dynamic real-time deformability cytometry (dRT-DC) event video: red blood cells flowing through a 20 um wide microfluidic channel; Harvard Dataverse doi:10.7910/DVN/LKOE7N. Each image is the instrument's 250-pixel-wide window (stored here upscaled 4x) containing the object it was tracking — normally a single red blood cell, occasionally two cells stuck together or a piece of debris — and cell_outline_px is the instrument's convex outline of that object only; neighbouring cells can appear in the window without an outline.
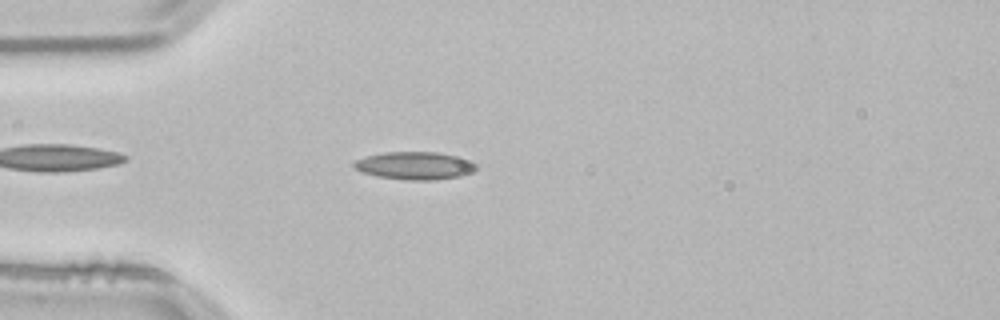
{"species": "common noctule bat (a hibernating species)", "species_latin": "Nyctalus noctula", "temperature_condition": "room temperature", "stored_images_in_passage": 45, "camera_frame_rate_fps": 3000, "um_per_image_px": 0.085, "animal": {"sex": "male", "body_mass_g": 21.5, "forearm_length_mm": 52.0}, "frame": {"image": 1, "passage_image": 6, "time_ms": 1.667, "image_size_px": [1000, 320], "cell_outline_px": [[476, 168], [472, 172], [460, 176], [436, 180], [404, 180], [376, 176], [360, 172], [352, 164], [356, 160], [364, 156], [384, 152], [436, 152], [472, 160], [476, 164]], "centroid_in_image_um": [35.23, 14.08], "position_along_channel_um": 49.8, "area_um2": 19.88}}
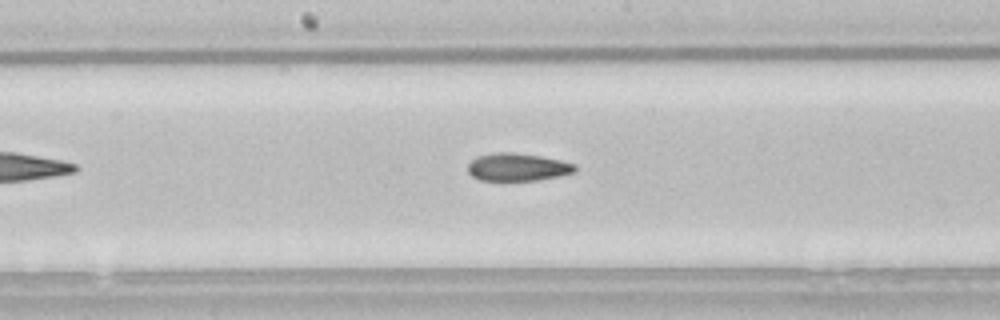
{"frame": {"image": 2, "passage_image": 19, "time_ms": 6.0, "image_size_px": [1000, 320], "cell_outline_px": [[576, 172], [560, 176], [536, 180], [480, 180], [472, 176], [468, 172], [468, 164], [476, 156], [496, 152], [512, 152], [540, 156], [560, 160], [576, 164]], "centroid_in_image_um": [44.0, 14.2], "position_along_channel_um": 204.2, "area_um2": 17.34}}
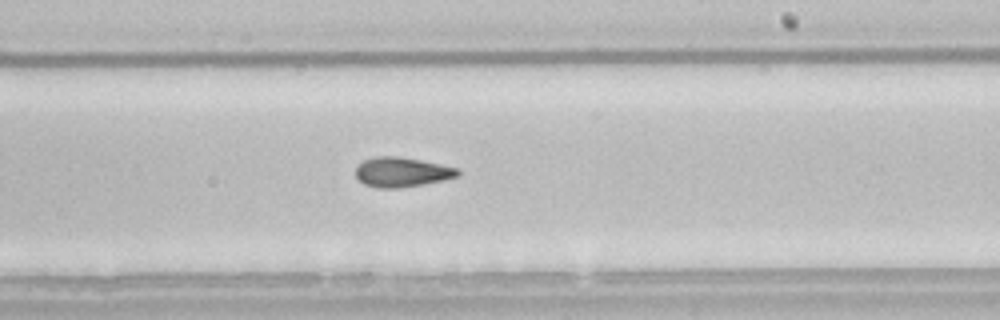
{"frame": {"image": 3, "passage_image": 23, "time_ms": 7.333, "image_size_px": [1000, 320], "cell_outline_px": [[460, 176], [444, 180], [424, 184], [400, 188], [376, 188], [364, 184], [356, 176], [356, 164], [364, 160], [376, 156], [400, 156], [460, 168]], "centroid_in_image_um": [34.17, 14.63], "position_along_channel_um": 254.8, "area_um2": 17.92}, "authors_computed_cell_mechanics": {"area_um2": 17.5712, "velocity_mm_per_s": 3.8206, "shape_relaxation_time_tau1_ms": null, "shape_relaxation_time_tau2_ms": 5.472, "deformation_change_tau1": null, "deformation_change_tau2": 0.1541}}